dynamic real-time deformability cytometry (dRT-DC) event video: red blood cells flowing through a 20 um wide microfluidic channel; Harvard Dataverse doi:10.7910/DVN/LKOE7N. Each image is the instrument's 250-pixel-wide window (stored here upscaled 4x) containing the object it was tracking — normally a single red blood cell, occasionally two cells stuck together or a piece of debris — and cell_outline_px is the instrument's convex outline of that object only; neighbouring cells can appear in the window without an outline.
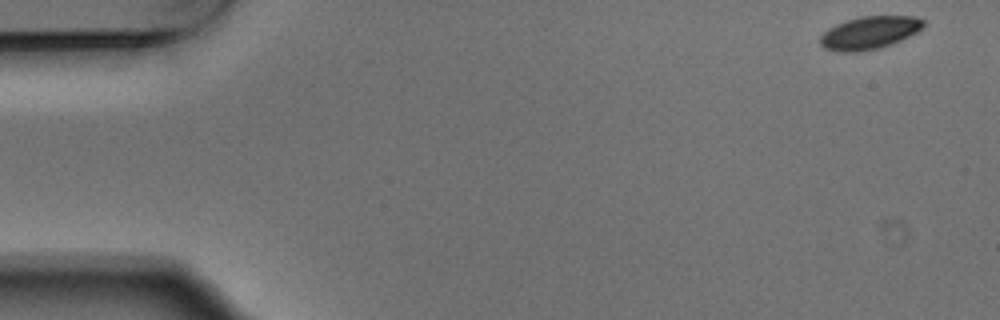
{"species": "Egyptian fruit bat (a non-hibernating species)", "species_latin": "Rousettus aegyptiacus", "temperature_condition": "warm", "stored_images_in_passage": 4, "camera_frame_rate_fps": 3000, "um_per_image_px": 0.085, "animal": {"sex": "male"}, "frame": {"image": 1, "passage_image": 1, "time_ms": 0.0, "image_size_px": [1000, 320], "cell_outline_px": [[924, 28], [892, 44], [880, 48], [860, 52], [836, 52], [824, 48], [820, 44], [820, 36], [828, 28], [836, 24], [860, 16], [916, 16], [924, 20]], "centroid_in_image_um": [73.89, 2.79], "position_along_channel_um": 11.1, "area_um2": 19.88}}